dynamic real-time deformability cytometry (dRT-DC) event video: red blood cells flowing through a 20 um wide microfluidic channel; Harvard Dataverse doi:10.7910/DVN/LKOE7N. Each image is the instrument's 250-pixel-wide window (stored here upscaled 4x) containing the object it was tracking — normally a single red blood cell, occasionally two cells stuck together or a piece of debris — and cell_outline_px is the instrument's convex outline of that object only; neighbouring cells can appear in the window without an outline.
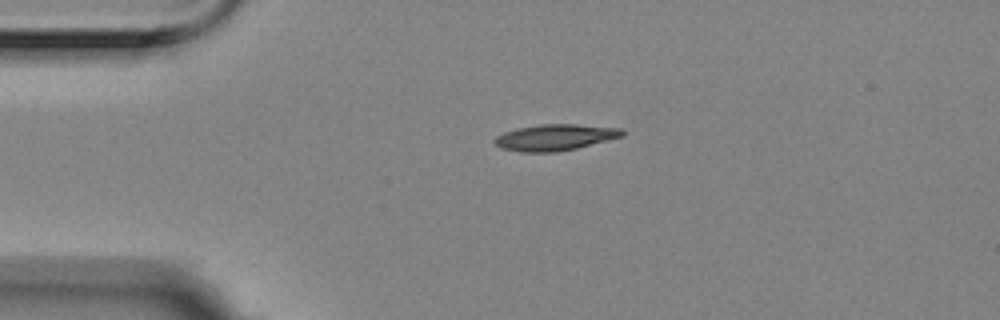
{"species": "Egyptian fruit bat (a non-hibernating species)", "species_latin": "Rousettus aegyptiacus", "temperature_condition": "room temperature", "stored_images_in_passage": 2, "camera_frame_rate_fps": 3000, "um_per_image_px": 0.085, "animal": {"sex": "female"}, "frame": {"image": 1, "passage_image": 1, "time_ms": 0.0, "image_size_px": [1000, 320], "cell_outline_px": [[624, 136], [576, 148], [556, 152], [520, 152], [500, 148], [492, 140], [496, 136], [504, 132], [516, 128], [540, 124], [576, 124], [624, 128]], "centroid_in_image_um": [47.17, 11.67], "position_along_channel_um": 37.8, "area_um2": 19.65}}